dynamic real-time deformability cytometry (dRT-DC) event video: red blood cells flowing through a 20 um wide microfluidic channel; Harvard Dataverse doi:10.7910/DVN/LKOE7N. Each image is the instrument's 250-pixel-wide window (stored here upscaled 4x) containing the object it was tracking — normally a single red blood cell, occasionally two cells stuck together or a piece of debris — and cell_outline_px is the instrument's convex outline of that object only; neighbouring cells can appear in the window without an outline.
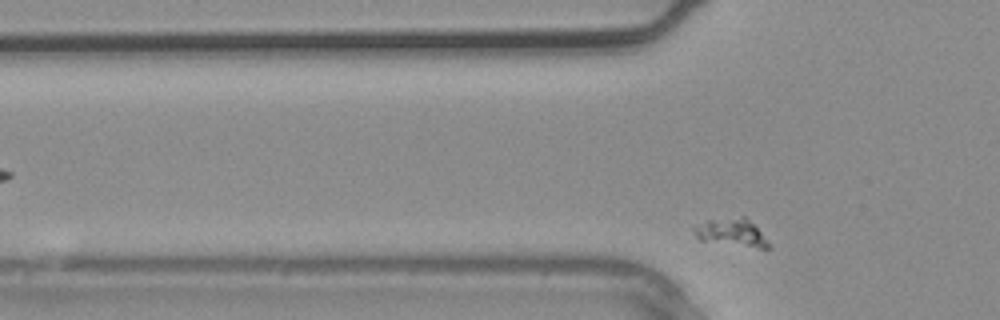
{"species": "common noctule bat (a hibernating species)", "species_latin": "Nyctalus noctula", "temperature_condition": "warm", "stored_images_in_passage": 4, "segment_of_instrument_passage": [2, 2], "camera_frame_rate_fps": 3000, "um_per_image_px": 0.085, "animal": {"sex": "male", "body_mass_g": 20.4}, "frame": {"image": 1, "passage_image": 4, "time_ms": 1.0, "image_size_px": [1000, 320], "cell_outline_px": [[772, 248], [760, 248], [700, 240], [696, 236], [692, 228], [704, 220], [740, 216], [744, 216], [772, 244]], "centroid_in_image_um": [62.18, 19.75], "position_along_channel_um": 63.6, "area_um2": 11.96}}